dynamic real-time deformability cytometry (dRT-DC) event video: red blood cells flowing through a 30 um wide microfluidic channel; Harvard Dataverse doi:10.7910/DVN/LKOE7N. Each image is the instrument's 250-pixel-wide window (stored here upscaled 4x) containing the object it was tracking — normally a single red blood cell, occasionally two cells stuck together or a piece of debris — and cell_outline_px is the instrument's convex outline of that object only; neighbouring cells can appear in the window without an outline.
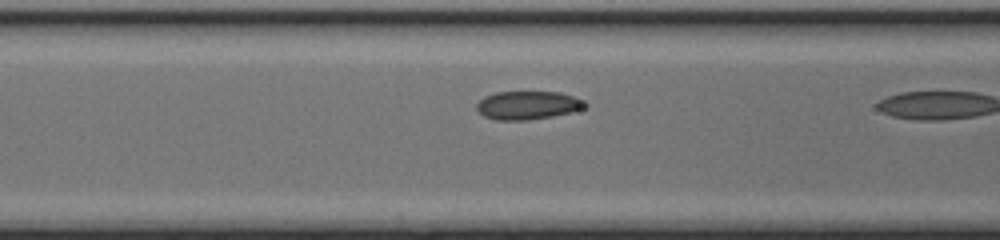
{"species": "common noctule bat (a hibernating species)", "species_latin": "Nyctalus noctula", "temperature_condition": "cold", "stored_images_in_passage": 8, "camera_frame_rate_fps": 3000, "um_per_image_px": 0.085, "animal": {"sex": "female", "body_mass_g": 17.0, "forearm_length_mm": 48.0}, "frame": {"image": 1, "passage_image": 7, "time_ms": 2.0, "image_size_px": [1000, 240], "cell_outline_px": [[588, 104], [584, 108], [572, 112], [552, 116], [528, 120], [496, 120], [484, 116], [476, 108], [476, 104], [484, 96], [496, 92], [560, 92], [584, 100]], "centroid_in_image_um": [44.86, 8.94], "position_along_channel_um": 121.7, "area_um2": 17.92}}